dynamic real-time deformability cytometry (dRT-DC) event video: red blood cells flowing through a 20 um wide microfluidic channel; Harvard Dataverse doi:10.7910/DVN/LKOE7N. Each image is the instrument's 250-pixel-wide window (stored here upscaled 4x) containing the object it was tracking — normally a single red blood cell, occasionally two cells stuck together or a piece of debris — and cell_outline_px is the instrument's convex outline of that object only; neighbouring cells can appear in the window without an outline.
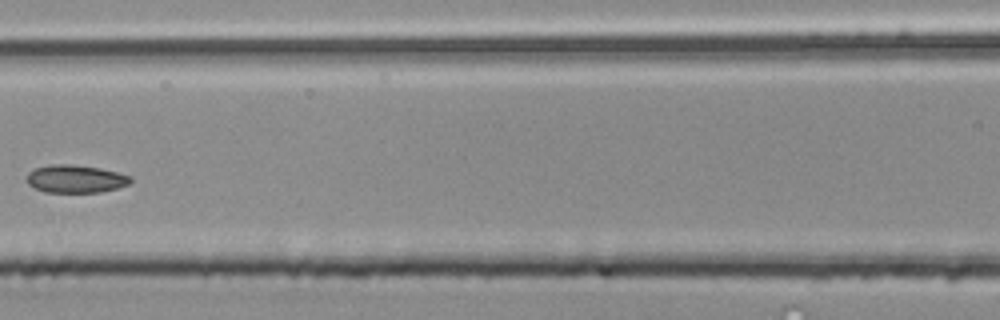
{"species": "common noctule bat (a hibernating species)", "species_latin": "Nyctalus noctula", "temperature_condition": "room temperature", "stored_images_in_passage": 4, "camera_frame_rate_fps": 3000, "um_per_image_px": 0.085, "animal": {"sex": "male", "body_mass_g": 20.4}, "frame": {"image": 1, "passage_image": 4, "time_ms": 1.0, "image_size_px": [1000, 320], "cell_outline_px": [[132, 180], [128, 184], [116, 188], [100, 192], [48, 192], [36, 188], [28, 184], [28, 172], [36, 168], [52, 164], [72, 164], [100, 168], [132, 176]], "centroid_in_image_um": [6.44, 15.19], "position_along_channel_um": 160.2, "area_um2": 16.65}}